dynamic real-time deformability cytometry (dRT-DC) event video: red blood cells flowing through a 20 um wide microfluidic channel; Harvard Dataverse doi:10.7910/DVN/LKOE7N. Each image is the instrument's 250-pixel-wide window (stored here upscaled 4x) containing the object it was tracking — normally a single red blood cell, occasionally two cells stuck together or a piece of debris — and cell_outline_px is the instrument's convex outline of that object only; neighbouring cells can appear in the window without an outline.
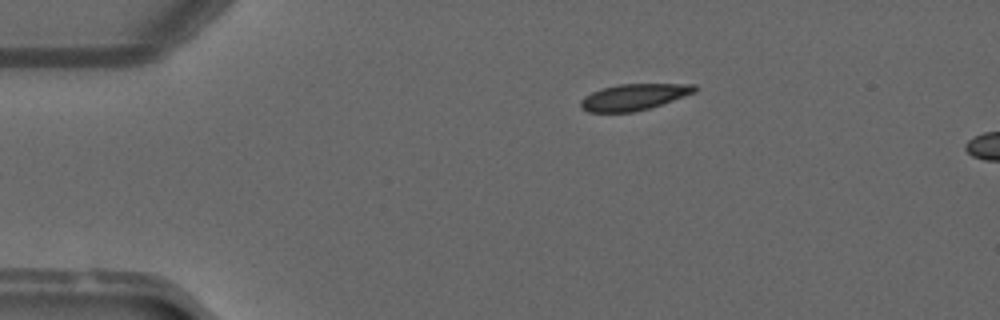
{"species": "common noctule bat (a hibernating species)", "species_latin": "Nyctalus noctula", "temperature_condition": "warm", "stored_images_in_passage": 5, "camera_frame_rate_fps": 3000, "um_per_image_px": 0.085, "animal": {"sex": "male", "forearm_length_mm": 52.5}, "frame": {"image": 1, "passage_image": 1, "time_ms": 0.0, "image_size_px": [1000, 320], "cell_outline_px": [[696, 92], [648, 108], [632, 112], [588, 112], [580, 108], [580, 100], [584, 96], [600, 88], [620, 84], [696, 84]], "centroid_in_image_um": [53.82, 8.24], "position_along_channel_um": 31.2, "area_um2": 17.34}}